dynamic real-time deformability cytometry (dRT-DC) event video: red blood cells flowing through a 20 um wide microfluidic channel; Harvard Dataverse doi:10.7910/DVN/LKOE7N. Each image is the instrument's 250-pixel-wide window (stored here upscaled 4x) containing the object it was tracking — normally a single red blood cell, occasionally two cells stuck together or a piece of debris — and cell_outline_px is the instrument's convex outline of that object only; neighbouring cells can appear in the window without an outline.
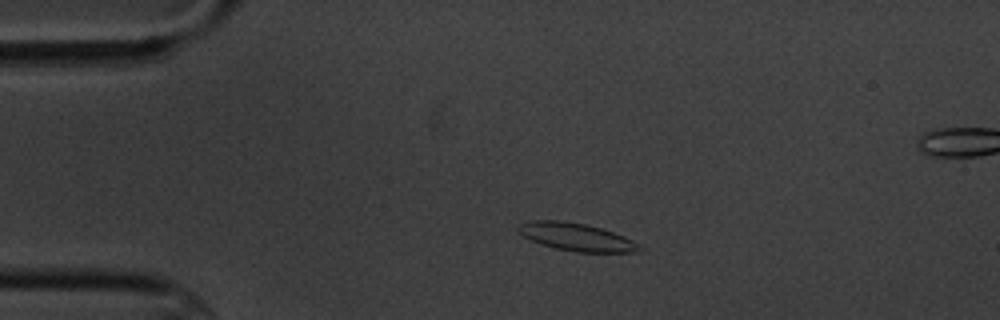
{"species": "common noctule bat (a hibernating species)", "species_latin": "Nyctalus noctula", "temperature_condition": "cold", "stored_images_in_passage": 4, "camera_frame_rate_fps": 3000, "um_per_image_px": 0.085, "animal": {"sex": "male", "body_mass_g": 20.1, "forearm_length_mm": 53.5}, "frame": {"image": 1, "passage_image": 2, "time_ms": 1.333, "image_size_px": [1000, 320], "cell_outline_px": [[644, 248], [632, 252], [576, 252], [556, 248], [532, 240], [524, 236], [516, 228], [520, 224], [532, 220], [560, 220], [584, 224], [600, 228], [624, 236], [632, 240]], "centroid_in_image_um": [49.0, 20.14], "position_along_channel_um": 36.0, "area_um2": 19.19}}